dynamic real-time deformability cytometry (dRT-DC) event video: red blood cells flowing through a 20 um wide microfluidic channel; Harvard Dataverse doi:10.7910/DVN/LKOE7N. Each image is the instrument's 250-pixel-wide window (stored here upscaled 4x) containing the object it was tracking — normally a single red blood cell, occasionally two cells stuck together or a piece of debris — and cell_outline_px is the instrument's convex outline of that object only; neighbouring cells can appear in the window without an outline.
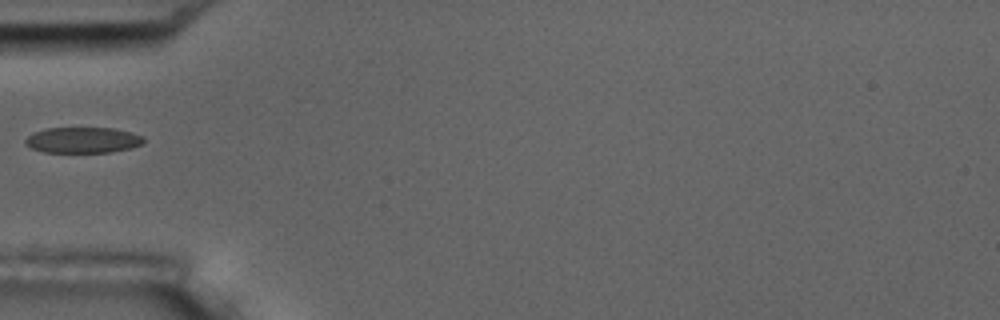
{"species": "common noctule bat (a hibernating species)", "species_latin": "Nyctalus noctula", "temperature_condition": "room temperature", "stored_images_in_passage": 9, "camera_frame_rate_fps": 3000, "um_per_image_px": 0.085, "animal": {"sex": "male", "body_mass_g": 17.5, "forearm_length_mm": 52.3}, "frame": {"image": 1, "passage_image": 6, "time_ms": 6.0, "image_size_px": [1000, 320], "cell_outline_px": [[144, 140], [140, 144], [132, 148], [108, 152], [44, 152], [32, 148], [24, 140], [32, 132], [44, 128], [116, 128], [132, 132], [144, 136]], "centroid_in_image_um": [7.05, 11.89], "position_along_channel_um": 77.9, "area_um2": 17.8}}
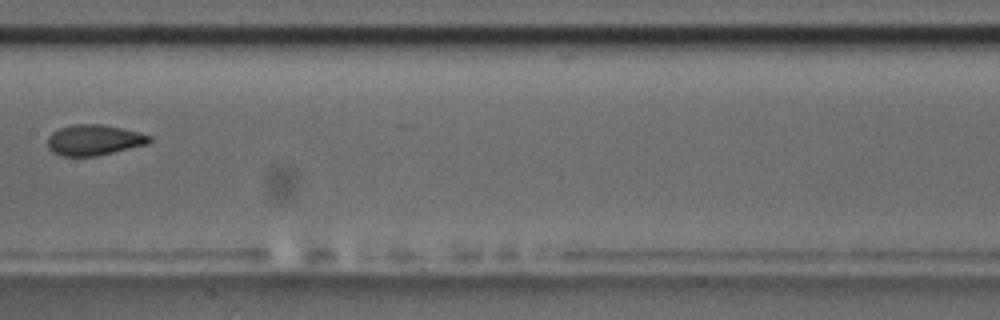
{"frame": {"image": 2, "passage_image": 9, "time_ms": 9.333, "image_size_px": [1000, 320], "cell_outline_px": [[152, 140], [148, 144], [96, 156], [60, 156], [52, 152], [48, 148], [48, 136], [52, 132], [60, 128], [72, 124], [100, 124], [124, 128], [140, 132], [152, 136]], "centroid_in_image_um": [8.0, 11.9], "position_along_channel_um": 199.4, "area_um2": 18.38}}